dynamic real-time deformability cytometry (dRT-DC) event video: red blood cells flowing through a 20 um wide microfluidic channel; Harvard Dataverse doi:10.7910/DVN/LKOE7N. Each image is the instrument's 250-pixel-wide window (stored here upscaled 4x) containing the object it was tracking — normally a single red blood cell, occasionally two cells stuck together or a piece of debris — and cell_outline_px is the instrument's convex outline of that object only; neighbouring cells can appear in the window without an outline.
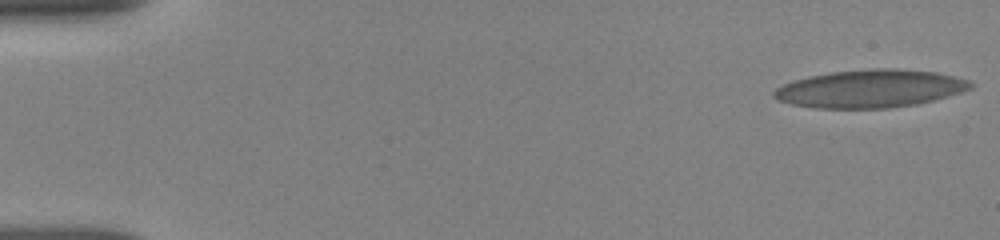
{"species": "human", "species_latin": "Homo sapiens", "temperature_condition": "room temperature", "stored_images_in_passage": 50, "camera_frame_rate_fps": 3000, "um_per_image_px": 0.085, "donor": {"sex": "female"}, "frame": {"image": 1, "passage_image": 1, "time_ms": 0.0, "image_size_px": [1000, 240], "cell_outline_px": [[972, 88], [960, 92], [932, 100], [916, 104], [888, 108], [816, 108], [792, 104], [776, 100], [772, 96], [772, 92], [776, 88], [784, 84], [796, 80], [812, 76], [832, 72], [876, 68], [896, 68], [936, 72], [972, 80]], "centroid_in_image_um": [73.97, 7.53], "position_along_channel_um": 11.0, "area_um2": 43.18}}
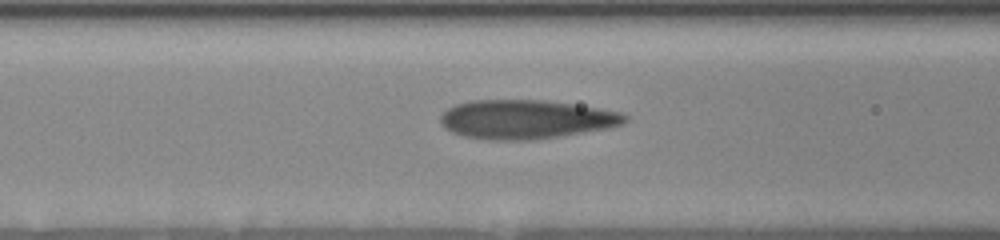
{"frame": {"image": 2, "passage_image": 28, "time_ms": 6.667, "image_size_px": [1000, 240], "cell_outline_px": [[628, 120], [624, 124], [612, 128], [536, 140], [488, 140], [464, 136], [452, 132], [444, 128], [440, 120], [440, 116], [448, 108], [456, 104], [472, 100], [544, 100], [572, 104], [620, 112], [628, 116]], "centroid_in_image_um": [44.73, 10.16], "position_along_channel_um": 121.9, "area_um2": 42.14}}
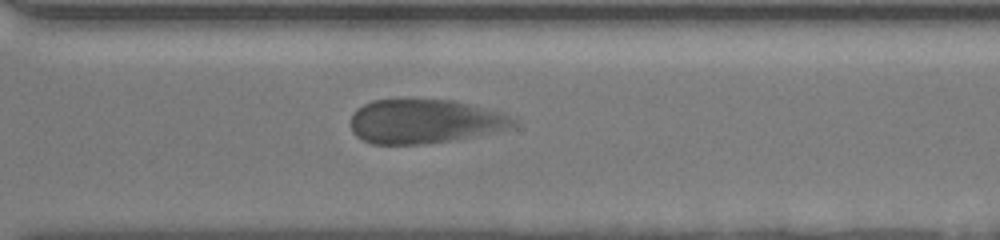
{"frame": {"image": 3, "passage_image": 49, "time_ms": 12.333, "image_size_px": [1000, 240], "cell_outline_px": [[520, 124], [512, 128], [492, 132], [448, 140], [420, 144], [372, 144], [356, 136], [352, 132], [348, 124], [352, 112], [356, 108], [372, 100], [452, 100], [500, 112], [520, 120]], "centroid_in_image_um": [36.05, 10.31], "position_along_channel_um": 334.5, "area_um2": 41.79}}